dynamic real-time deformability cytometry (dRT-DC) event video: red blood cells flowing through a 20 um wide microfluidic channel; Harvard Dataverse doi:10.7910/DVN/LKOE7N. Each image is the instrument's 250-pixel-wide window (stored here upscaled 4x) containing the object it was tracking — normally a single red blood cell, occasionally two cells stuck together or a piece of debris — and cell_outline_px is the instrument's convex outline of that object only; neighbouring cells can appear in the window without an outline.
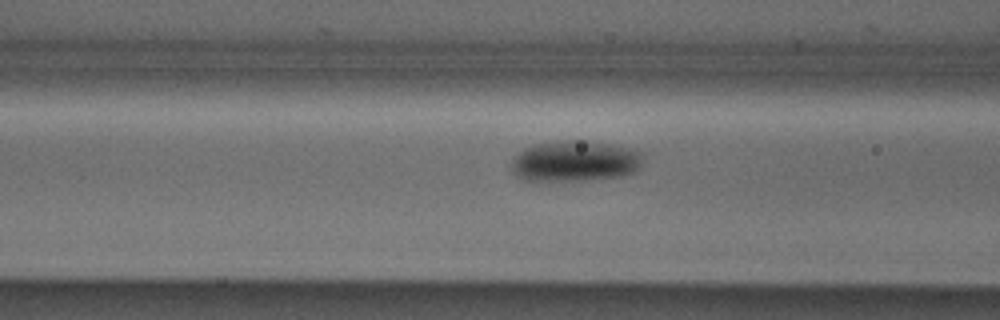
{"species": "Egyptian fruit bat (a non-hibernating species)", "species_latin": "Rousettus aegyptiacus", "temperature_condition": "cold", "stored_images_in_passage": 14, "camera_frame_rate_fps": 3000, "um_per_image_px": 0.085, "animal": {"sex": "male"}, "frame": {"image": 1, "passage_image": 5, "time_ms": 1.333, "image_size_px": [1000, 320], "cell_outline_px": [[644, 156], [640, 168], [636, 172], [620, 176], [576, 180], [524, 180], [516, 176], [512, 168], [512, 160], [524, 148], [532, 144], [564, 140], [584, 140], [632, 148], [644, 152]], "centroid_in_image_um": [48.92, 13.67], "position_along_channel_um": 117.7, "area_um2": 31.39}}
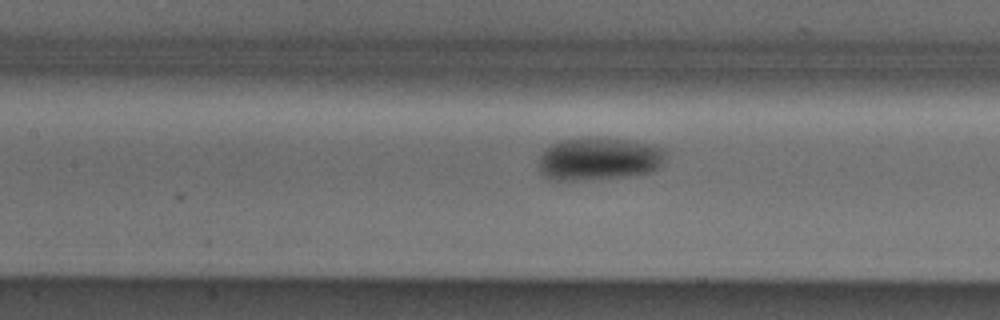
{"frame": {"image": 2, "passage_image": 8, "time_ms": 2.333, "image_size_px": [1000, 320], "cell_outline_px": [[664, 160], [660, 168], [648, 172], [624, 176], [572, 180], [552, 180], [544, 176], [536, 164], [544, 148], [560, 140], [628, 140], [648, 144], [664, 148]], "centroid_in_image_um": [50.86, 13.53], "position_along_channel_um": 156.5, "area_um2": 30.81}}
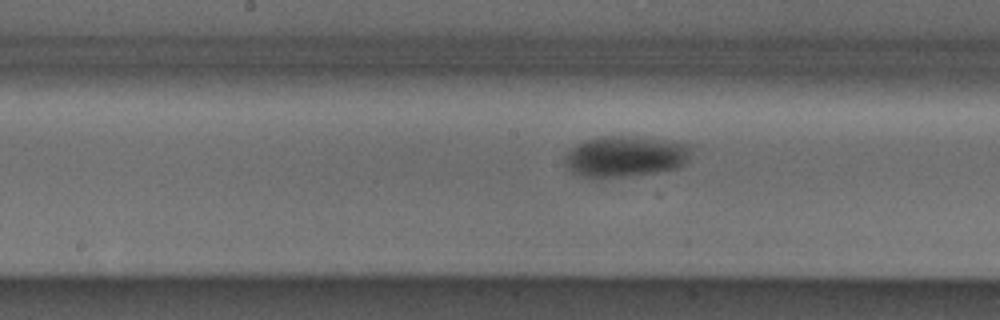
{"frame": {"image": 3, "passage_image": 11, "time_ms": 3.333, "image_size_px": [1000, 320], "cell_outline_px": [[692, 148], [688, 164], [676, 168], [656, 172], [624, 176], [584, 176], [572, 172], [568, 168], [564, 160], [568, 152], [576, 144], [600, 136], [628, 136], [672, 140], [692, 144]], "centroid_in_image_um": [53.25, 13.26], "position_along_channel_um": 194.9, "area_um2": 30.06}}